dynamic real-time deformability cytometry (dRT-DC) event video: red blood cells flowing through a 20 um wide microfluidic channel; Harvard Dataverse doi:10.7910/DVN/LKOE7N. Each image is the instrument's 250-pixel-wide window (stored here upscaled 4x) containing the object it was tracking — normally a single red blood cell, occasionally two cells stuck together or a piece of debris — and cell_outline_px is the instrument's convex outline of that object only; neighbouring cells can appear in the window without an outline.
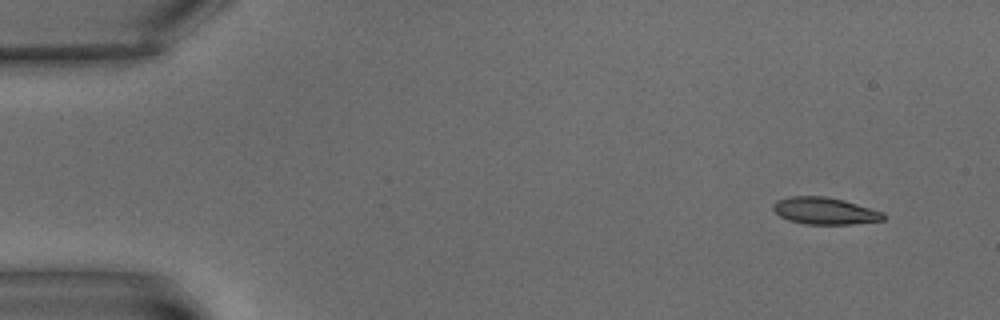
{"species": "common noctule bat (a hibernating species)", "species_latin": "Nyctalus noctula", "temperature_condition": "warm", "stored_images_in_passage": 7, "camera_frame_rate_fps": 3000, "um_per_image_px": 0.085, "animal": {"sex": "male", "body_mass_g": 15.6}, "frame": {"image": 1, "passage_image": 2, "time_ms": 1.333, "image_size_px": [1000, 320], "cell_outline_px": [[888, 216], [884, 220], [852, 224], [804, 224], [788, 220], [780, 216], [772, 208], [772, 204], [776, 200], [792, 196], [824, 196], [844, 200], [884, 212]], "centroid_in_image_um": [70.12, 17.93], "position_along_channel_um": 14.9, "area_um2": 17.46}}
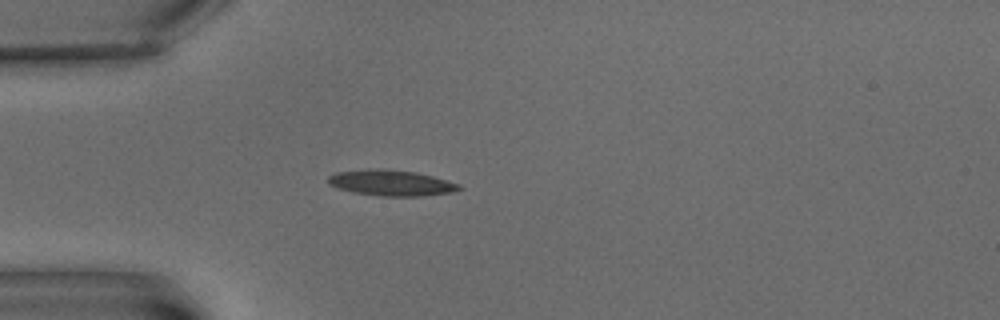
{"frame": {"image": 2, "passage_image": 6, "time_ms": 6.0, "image_size_px": [1000, 320], "cell_outline_px": [[464, 188], [452, 192], [424, 196], [384, 196], [352, 192], [328, 184], [328, 176], [336, 172], [368, 168], [384, 168], [416, 172], [432, 176], [460, 184]], "centroid_in_image_um": [33.26, 15.53], "position_along_channel_um": 51.7, "area_um2": 19.83}}